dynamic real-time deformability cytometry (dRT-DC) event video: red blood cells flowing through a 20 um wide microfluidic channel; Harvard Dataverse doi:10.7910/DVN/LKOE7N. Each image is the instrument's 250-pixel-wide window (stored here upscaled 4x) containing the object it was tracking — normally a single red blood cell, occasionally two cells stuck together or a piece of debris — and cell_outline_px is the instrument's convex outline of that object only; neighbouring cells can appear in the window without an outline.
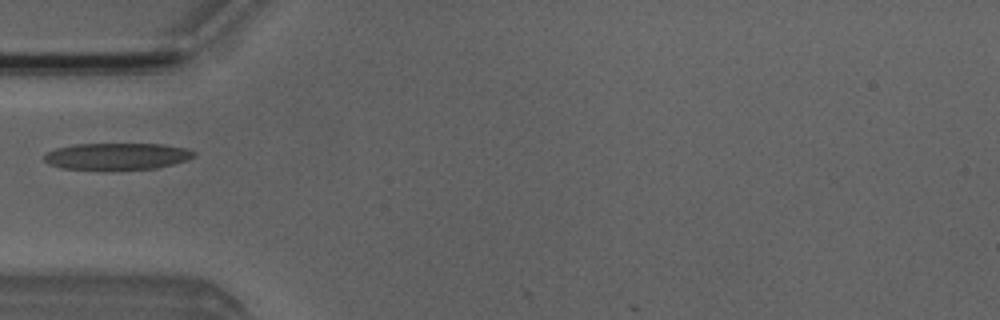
{"species": "Egyptian fruit bat (a non-hibernating species)", "species_latin": "Rousettus aegyptiacus", "temperature_condition": "room temperature", "stored_images_in_passage": 2, "camera_frame_rate_fps": 3000, "um_per_image_px": 0.085, "animal": {"sex": "male"}, "frame": {"image": 1, "passage_image": 1, "time_ms": 0.0, "image_size_px": [1000, 320], "cell_outline_px": [[196, 156], [188, 160], [156, 168], [60, 168], [48, 164], [44, 160], [44, 152], [56, 148], [76, 144], [164, 144], [188, 148], [196, 152]], "centroid_in_image_um": [9.97, 13.25], "position_along_channel_um": 75.0, "area_um2": 23.0}}